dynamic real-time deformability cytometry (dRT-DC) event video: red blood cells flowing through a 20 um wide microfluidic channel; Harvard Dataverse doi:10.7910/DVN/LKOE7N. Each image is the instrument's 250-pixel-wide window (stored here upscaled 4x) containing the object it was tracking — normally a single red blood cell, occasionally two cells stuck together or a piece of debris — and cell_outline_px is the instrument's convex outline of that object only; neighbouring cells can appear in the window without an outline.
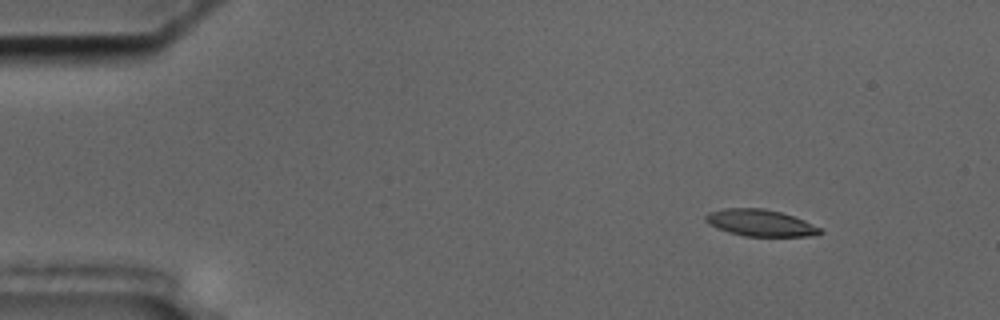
{"species": "common noctule bat (a hibernating species)", "species_latin": "Nyctalus noctula", "temperature_condition": "cold", "stored_images_in_passage": 50, "camera_frame_rate_fps": 3000, "um_per_image_px": 0.085, "animal": {"sex": "male", "body_mass_g": 17.5, "forearm_length_mm": 52.3}, "frame": {"image": 1, "passage_image": 1, "time_ms": 0.0, "image_size_px": [1000, 320], "cell_outline_px": [[824, 232], [808, 236], [744, 236], [728, 232], [716, 228], [708, 224], [704, 220], [704, 216], [708, 212], [724, 208], [764, 208], [780, 212], [804, 220], [820, 228]], "centroid_in_image_um": [64.56, 18.94], "position_along_channel_um": 20.4, "area_um2": 17.8}}
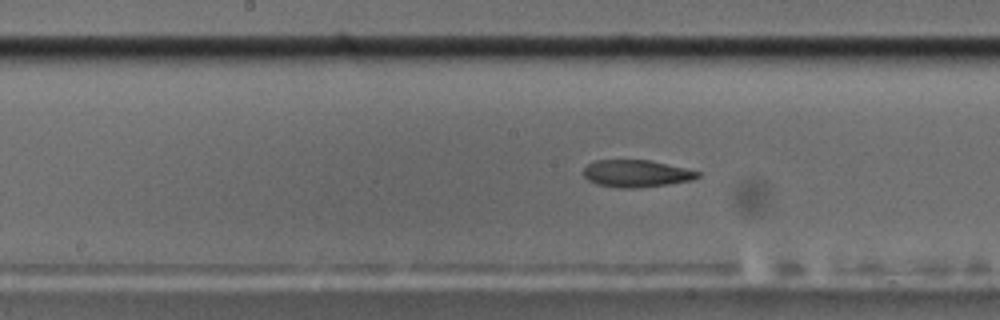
{"frame": {"image": 2, "passage_image": 23, "time_ms": 7.333, "image_size_px": [1000, 320], "cell_outline_px": [[700, 176], [692, 180], [668, 184], [640, 188], [616, 188], [596, 184], [588, 180], [584, 176], [584, 168], [588, 164], [596, 160], [648, 160], [684, 168], [700, 172]], "centroid_in_image_um": [54.06, 14.76], "position_along_channel_um": 194.1, "area_um2": 18.03}}
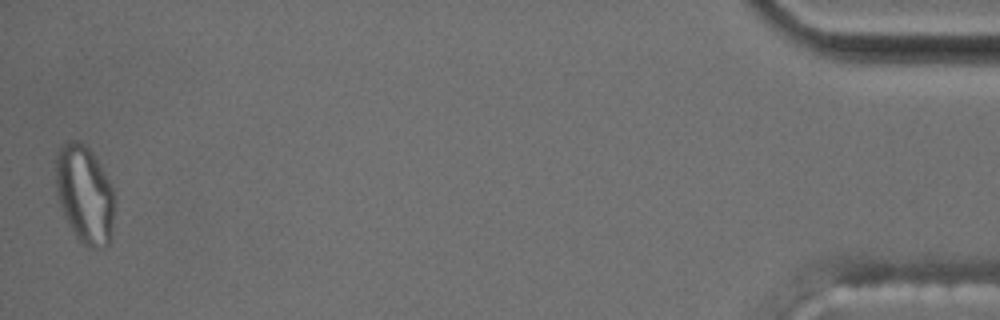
{"frame": {"image": 3, "passage_image": 50, "time_ms": 16.333, "image_size_px": [1000, 320], "cell_outline_px": [[116, 200], [112, 232], [108, 244], [104, 248], [92, 248], [84, 244], [76, 236], [64, 216], [56, 192], [56, 152], [68, 140], [80, 140], [96, 156], [112, 188]], "centroid_in_image_um": [7.21, 16.51], "position_along_channel_um": 428.0, "area_um2": 33.81}, "authors_computed_cell_mechanics": {"area_um2": 18.9295, "velocity_mm_per_s": 3.5933, "shape_relaxation_time_tau1_ms": null, "shape_relaxation_time_tau2_ms": 6.9377, "deformation_change_tau1": null, "deformation_change_tau2": 0.1551}}